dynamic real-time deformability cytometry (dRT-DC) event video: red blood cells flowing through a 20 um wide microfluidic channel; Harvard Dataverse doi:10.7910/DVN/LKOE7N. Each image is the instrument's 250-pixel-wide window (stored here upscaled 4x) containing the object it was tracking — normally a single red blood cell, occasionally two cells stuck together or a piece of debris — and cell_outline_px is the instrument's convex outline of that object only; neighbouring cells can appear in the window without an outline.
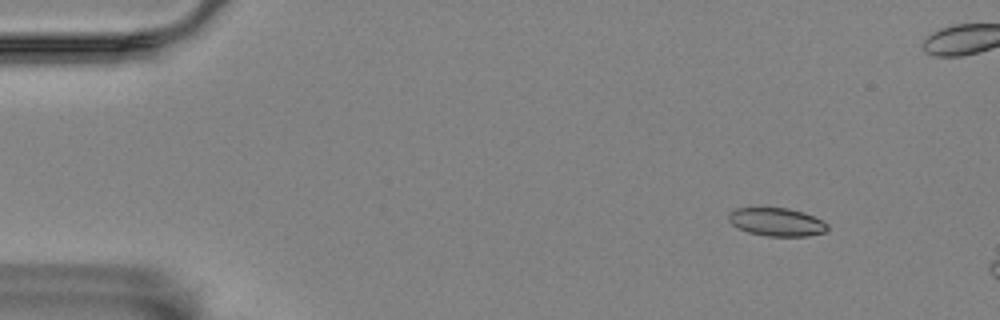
{"species": "Egyptian fruit bat (a non-hibernating species)", "species_latin": "Rousettus aegyptiacus", "temperature_condition": "room temperature", "stored_images_in_passage": 8, "camera_frame_rate_fps": 3000, "um_per_image_px": 0.085, "animal": {"sex": "female"}, "frame": {"image": 1, "passage_image": 2, "time_ms": 0.333, "image_size_px": [1000, 320], "cell_outline_px": [[828, 228], [824, 232], [808, 236], [768, 236], [748, 232], [736, 228], [728, 220], [728, 216], [736, 208], [788, 208], [804, 212], [824, 220], [828, 224]], "centroid_in_image_um": [66.04, 18.87], "position_along_channel_um": 19.0, "area_um2": 16.3}}